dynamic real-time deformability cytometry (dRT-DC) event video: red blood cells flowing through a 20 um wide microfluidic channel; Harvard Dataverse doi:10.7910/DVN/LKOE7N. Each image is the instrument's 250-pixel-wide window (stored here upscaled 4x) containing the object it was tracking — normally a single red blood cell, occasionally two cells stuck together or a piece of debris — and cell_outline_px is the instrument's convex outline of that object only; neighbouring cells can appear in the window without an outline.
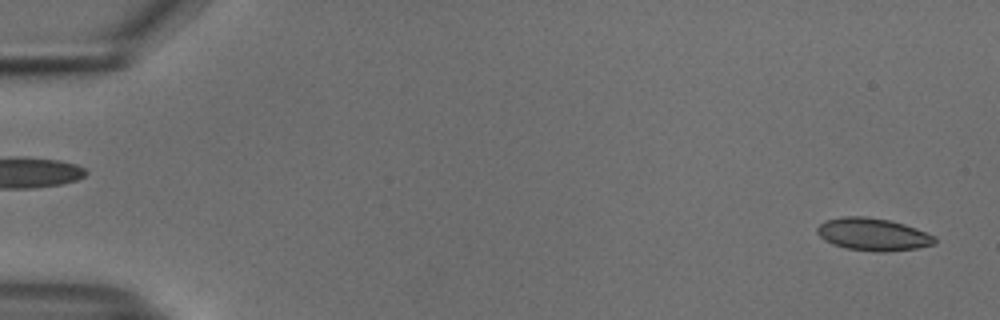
{"species": "common noctule bat (a hibernating species)", "species_latin": "Nyctalus noctula", "temperature_condition": "cold", "stored_images_in_passage": 54, "camera_frame_rate_fps": 3000, "um_per_image_px": 0.085, "animal": {"sex": "male", "body_mass_g": 18.8}, "frame": {"image": 1, "passage_image": 2, "time_ms": 0.333, "image_size_px": [1000, 320], "cell_outline_px": [[936, 244], [916, 248], [884, 252], [876, 252], [848, 248], [832, 244], [824, 240], [816, 232], [816, 228], [824, 220], [844, 216], [864, 216], [892, 220], [916, 228], [936, 236]], "centroid_in_image_um": [74.21, 19.91], "position_along_channel_um": 10.8, "area_um2": 22.43}}
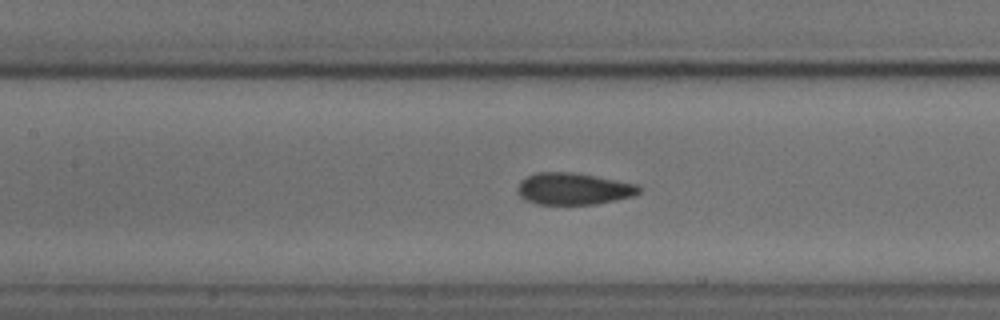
{"frame": {"image": 2, "passage_image": 25, "time_ms": 8.0, "image_size_px": [1000, 320], "cell_outline_px": [[640, 192], [632, 196], [616, 200], [596, 204], [536, 204], [524, 200], [516, 192], [516, 188], [520, 180], [536, 172], [572, 172], [596, 176], [636, 184], [640, 188]], "centroid_in_image_um": [48.69, 16.05], "position_along_channel_um": 158.7, "area_um2": 22.6}}
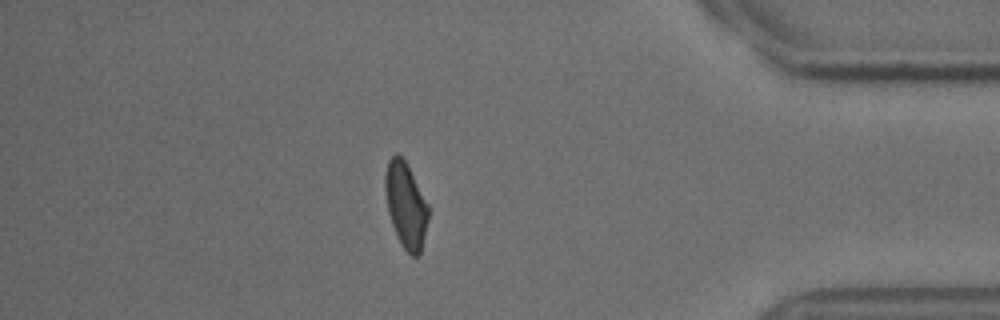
{"frame": {"image": 3, "passage_image": 47, "time_ms": 15.333, "image_size_px": [1000, 320], "cell_outline_px": [[428, 220], [420, 252], [416, 256], [412, 256], [400, 244], [392, 224], [388, 212], [384, 188], [384, 176], [388, 160], [396, 152], [404, 160], [428, 204]], "centroid_in_image_um": [34.47, 17.43], "position_along_channel_um": 400.7, "area_um2": 21.21}}